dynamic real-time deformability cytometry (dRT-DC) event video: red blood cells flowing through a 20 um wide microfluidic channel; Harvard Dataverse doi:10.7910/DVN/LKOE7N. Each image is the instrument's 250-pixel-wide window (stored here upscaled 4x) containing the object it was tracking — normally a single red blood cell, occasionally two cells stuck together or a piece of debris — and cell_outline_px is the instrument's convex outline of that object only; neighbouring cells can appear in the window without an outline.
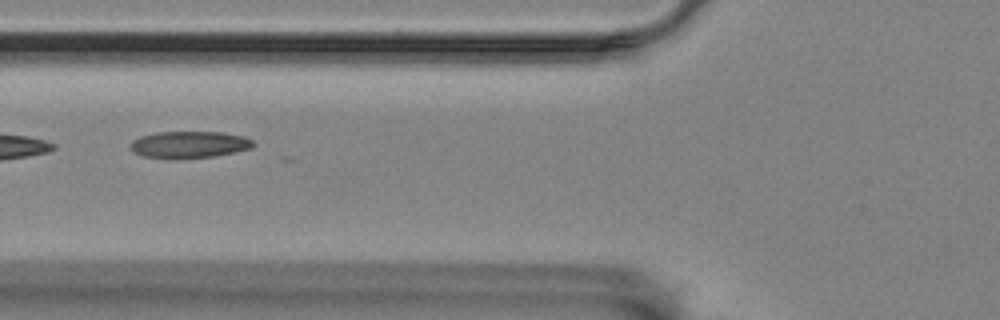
{"species": "Egyptian fruit bat (a non-hibernating species)", "species_latin": "Rousettus aegyptiacus", "temperature_condition": "room temperature", "stored_images_in_passage": 7, "camera_frame_rate_fps": 3000, "um_per_image_px": 0.085, "animal": {"sex": "female"}, "frame": {"image": 1, "passage_image": 6, "time_ms": 5.667, "image_size_px": [1000, 320], "cell_outline_px": [[256, 144], [252, 148], [236, 152], [212, 156], [172, 160], [144, 156], [136, 152], [132, 148], [132, 140], [140, 136], [156, 132], [224, 132], [244, 136], [252, 140]], "centroid_in_image_um": [16.13, 12.29], "position_along_channel_um": 109.7, "area_um2": 19.36}}
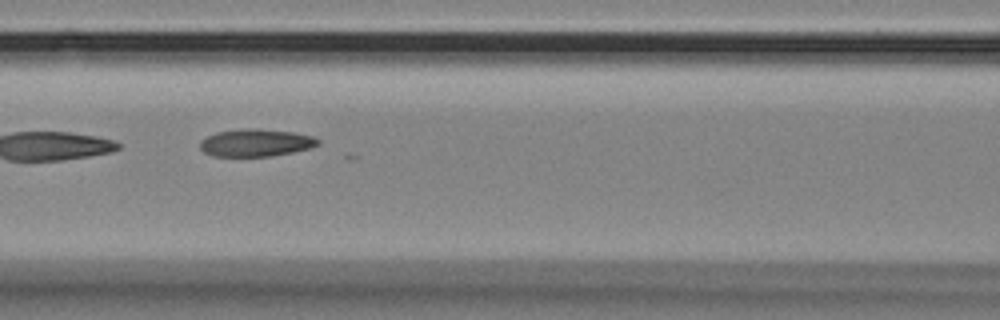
{"frame": {"image": 2, "passage_image": 7, "time_ms": 6.667, "image_size_px": [1000, 320], "cell_outline_px": [[320, 144], [312, 148], [272, 156], [212, 156], [204, 152], [200, 148], [200, 140], [216, 132], [248, 128], [256, 128], [292, 132], [312, 136], [320, 140]], "centroid_in_image_um": [21.76, 12.13], "position_along_channel_um": 144.8, "area_um2": 18.9}}